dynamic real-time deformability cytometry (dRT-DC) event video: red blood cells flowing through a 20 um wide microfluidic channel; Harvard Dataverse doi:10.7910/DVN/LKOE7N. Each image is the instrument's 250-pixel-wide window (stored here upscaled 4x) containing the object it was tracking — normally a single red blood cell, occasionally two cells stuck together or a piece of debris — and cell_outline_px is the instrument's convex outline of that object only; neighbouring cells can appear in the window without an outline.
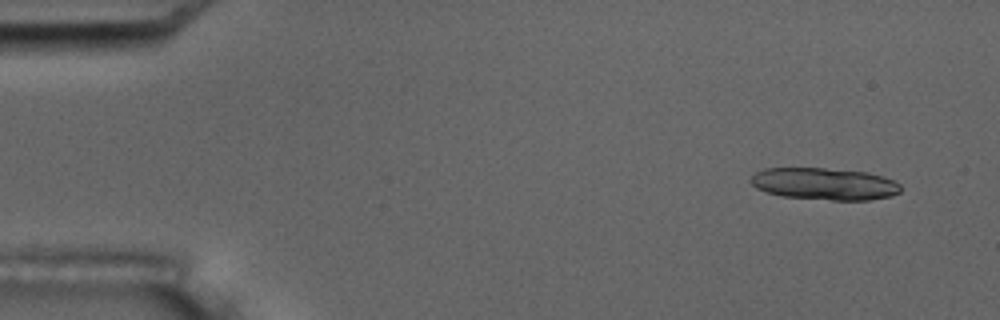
{"species": "common noctule bat (a hibernating species)", "species_latin": "Nyctalus noctula", "temperature_condition": "room temperature", "stored_images_in_passage": 4, "camera_frame_rate_fps": 3000, "um_per_image_px": 0.085, "animal": {"sex": "male", "body_mass_g": 17.5, "forearm_length_mm": 52.3}, "frame": {"image": 1, "passage_image": 1, "time_ms": 0.0, "image_size_px": [1000, 320], "cell_outline_px": [[900, 192], [892, 196], [868, 200], [832, 200], [784, 196], [768, 192], [756, 188], [752, 184], [752, 176], [756, 172], [764, 168], [824, 168], [868, 172], [892, 180], [900, 184]], "centroid_in_image_um": [70.09, 15.62], "position_along_channel_um": 14.9, "area_um2": 27.74}}